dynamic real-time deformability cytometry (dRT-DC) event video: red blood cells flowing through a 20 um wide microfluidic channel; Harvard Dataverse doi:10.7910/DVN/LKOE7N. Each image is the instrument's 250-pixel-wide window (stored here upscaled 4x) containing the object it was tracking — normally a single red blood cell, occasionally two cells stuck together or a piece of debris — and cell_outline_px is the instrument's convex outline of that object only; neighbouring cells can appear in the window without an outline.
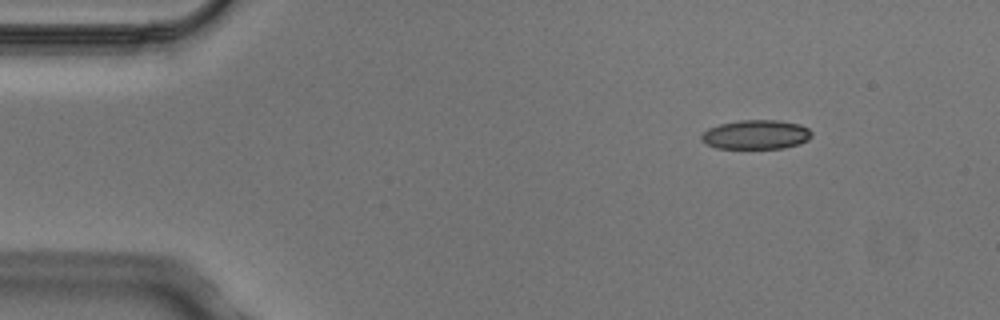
{"species": "Egyptian fruit bat (a non-hibernating species)", "species_latin": "Rousettus aegyptiacus", "temperature_condition": "cold", "stored_images_in_passage": 4, "camera_frame_rate_fps": 3000, "um_per_image_px": 0.085, "animal": {"sex": "male"}, "frame": {"image": 1, "passage_image": 1, "time_ms": 0.0, "image_size_px": [1000, 320], "cell_outline_px": [[812, 136], [808, 140], [800, 144], [784, 148], [716, 148], [700, 140], [700, 136], [708, 128], [720, 124], [740, 120], [780, 120], [800, 124], [808, 128], [812, 132]], "centroid_in_image_um": [64.29, 11.44], "position_along_channel_um": 20.7, "area_um2": 18.9}}